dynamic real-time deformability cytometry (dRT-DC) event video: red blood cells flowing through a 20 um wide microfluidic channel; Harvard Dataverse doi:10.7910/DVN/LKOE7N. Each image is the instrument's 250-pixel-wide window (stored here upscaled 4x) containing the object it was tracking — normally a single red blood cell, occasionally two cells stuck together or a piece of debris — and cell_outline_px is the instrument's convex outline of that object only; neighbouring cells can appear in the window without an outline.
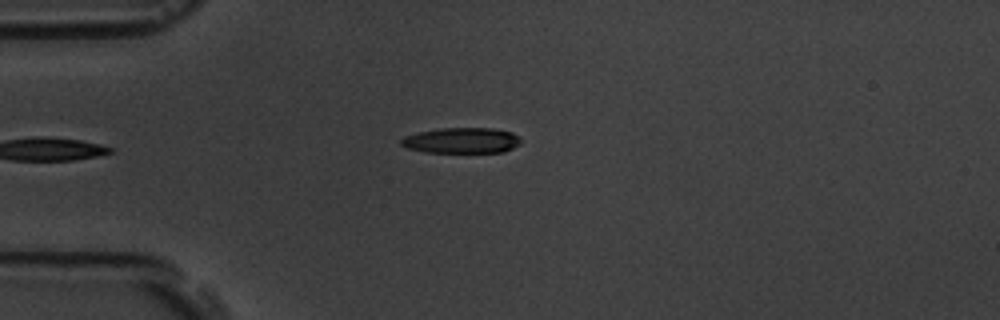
{"species": "common noctule bat (a hibernating species)", "species_latin": "Nyctalus noctula", "temperature_condition": "room temperature", "stored_images_in_passage": 5, "camera_frame_rate_fps": 3000, "um_per_image_px": 0.085, "animal": {"sex": "male", "body_mass_g": 19.5, "forearm_length_mm": 54.6}, "frame": {"image": 1, "passage_image": 5, "time_ms": 5.667, "image_size_px": [1000, 320], "cell_outline_px": [[524, 140], [520, 144], [504, 152], [424, 152], [408, 148], [400, 144], [400, 140], [404, 136], [420, 132], [440, 128], [492, 128], [512, 132]], "centroid_in_image_um": [39.27, 11.94], "position_along_channel_um": 45.7, "area_um2": 17.92}}